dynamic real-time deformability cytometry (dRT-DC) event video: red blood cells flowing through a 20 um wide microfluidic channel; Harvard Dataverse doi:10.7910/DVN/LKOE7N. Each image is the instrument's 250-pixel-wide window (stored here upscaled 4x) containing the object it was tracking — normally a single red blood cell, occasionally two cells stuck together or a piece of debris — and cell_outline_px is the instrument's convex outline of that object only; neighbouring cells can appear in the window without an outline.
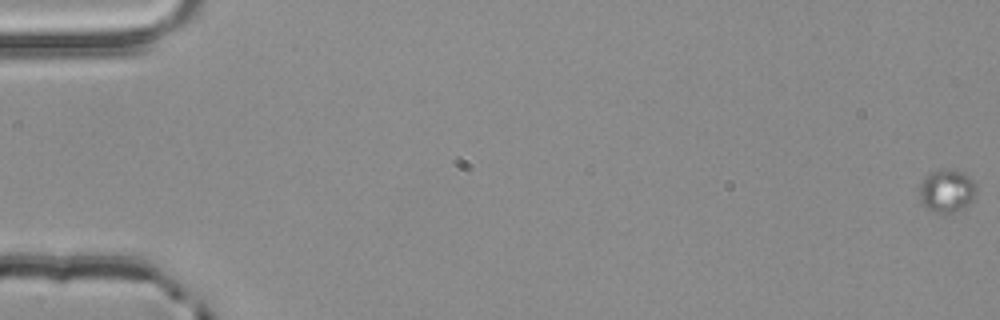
{"species": "common noctule bat (a hibernating species)", "species_latin": "Nyctalus noctula", "temperature_condition": "room temperature", "stored_images_in_passage": 21, "camera_frame_rate_fps": 3000, "um_per_image_px": 0.085, "animal": {"sex": "male", "body_mass_g": 20.4}, "frame": {"image": 1, "passage_image": 1, "time_ms": 0.0, "image_size_px": [1000, 320], "cell_outline_px": [[976, 192], [972, 200], [964, 208], [952, 212], [936, 212], [928, 208], [920, 200], [920, 184], [924, 176], [940, 168], [944, 168], [964, 172], [972, 180], [976, 188]], "centroid_in_image_um": [80.48, 16.19], "position_along_channel_um": 4.5, "area_um2": 14.1}}